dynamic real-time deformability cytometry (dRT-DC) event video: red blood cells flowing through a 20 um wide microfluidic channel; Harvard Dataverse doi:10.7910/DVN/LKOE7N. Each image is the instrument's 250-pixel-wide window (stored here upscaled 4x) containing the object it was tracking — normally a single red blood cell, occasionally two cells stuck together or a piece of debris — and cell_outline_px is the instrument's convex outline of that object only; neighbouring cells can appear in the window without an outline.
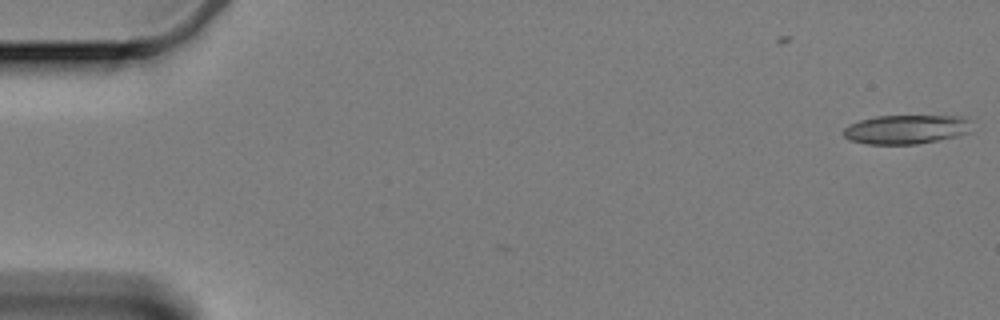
{"species": "Egyptian fruit bat (a non-hibernating species)", "species_latin": "Rousettus aegyptiacus", "temperature_condition": "cold", "stored_images_in_passage": 5, "camera_frame_rate_fps": 3000, "um_per_image_px": 0.085, "animal": {"sex": "female"}, "frame": {"image": 1, "passage_image": 1, "time_ms": 0.0, "image_size_px": [1000, 320], "cell_outline_px": [[972, 132], [956, 136], [916, 144], [868, 144], [848, 140], [844, 136], [844, 128], [848, 124], [860, 120], [876, 116], [964, 116], [972, 120]], "centroid_in_image_um": [77.06, 10.99], "position_along_channel_um": 7.9, "area_um2": 21.96}}